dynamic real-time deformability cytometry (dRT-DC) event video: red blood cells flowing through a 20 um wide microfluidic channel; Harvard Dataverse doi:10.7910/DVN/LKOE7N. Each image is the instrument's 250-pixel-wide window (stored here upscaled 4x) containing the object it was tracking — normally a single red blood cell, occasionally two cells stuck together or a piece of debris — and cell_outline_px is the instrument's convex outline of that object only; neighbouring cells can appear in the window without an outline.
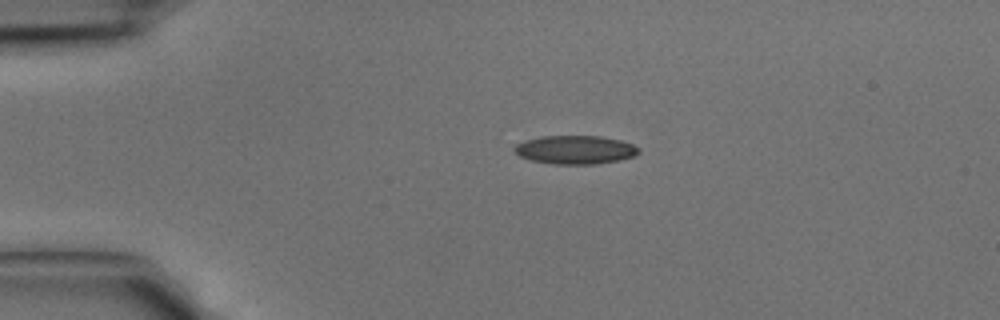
{"species": "common noctule bat (a hibernating species)", "species_latin": "Nyctalus noctula", "temperature_condition": "cold", "stored_images_in_passage": 42, "camera_frame_rate_fps": 3000, "um_per_image_px": 0.085, "animal": {"sex": "male", "body_mass_g": 15.6}, "frame": {"image": 1, "passage_image": 9, "time_ms": 2.667, "image_size_px": [1000, 320], "cell_outline_px": [[640, 152], [632, 156], [620, 160], [596, 164], [552, 164], [532, 160], [520, 156], [512, 148], [516, 144], [524, 140], [540, 136], [600, 136], [620, 140], [632, 144], [640, 148]], "centroid_in_image_um": [48.88, 12.72], "position_along_channel_um": 36.1, "area_um2": 20.69}}
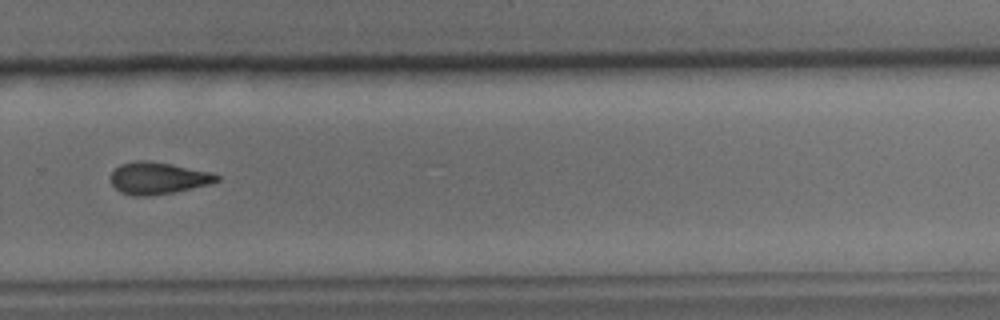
{"frame": {"image": 2, "passage_image": 29, "time_ms": 9.333, "image_size_px": [1000, 320], "cell_outline_px": [[220, 180], [208, 184], [192, 188], [172, 192], [144, 196], [132, 196], [120, 192], [112, 184], [112, 172], [120, 164], [136, 160], [144, 160], [172, 164], [212, 172], [220, 176]], "centroid_in_image_um": [13.44, 15.13], "position_along_channel_um": 316.4, "area_um2": 19.59}}
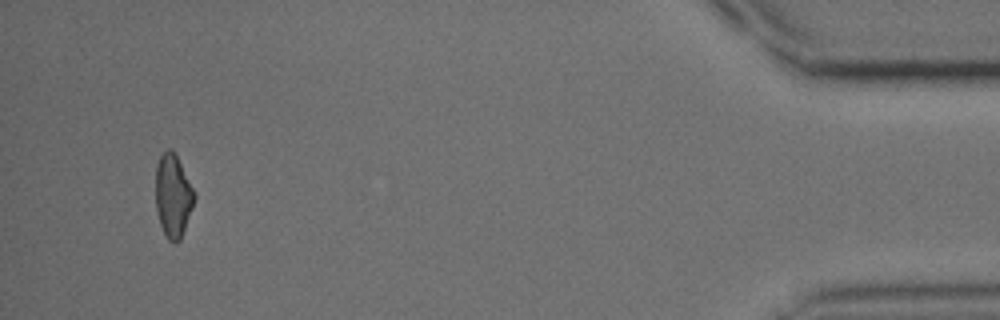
{"frame": {"image": 3, "passage_image": 40, "time_ms": 13.0, "image_size_px": [1000, 320], "cell_outline_px": [[196, 196], [192, 208], [180, 240], [176, 244], [168, 240], [160, 224], [156, 208], [156, 164], [160, 156], [168, 148], [172, 148], [196, 192]], "centroid_in_image_um": [14.71, 16.63], "position_along_channel_um": 420.5, "area_um2": 18.73}}